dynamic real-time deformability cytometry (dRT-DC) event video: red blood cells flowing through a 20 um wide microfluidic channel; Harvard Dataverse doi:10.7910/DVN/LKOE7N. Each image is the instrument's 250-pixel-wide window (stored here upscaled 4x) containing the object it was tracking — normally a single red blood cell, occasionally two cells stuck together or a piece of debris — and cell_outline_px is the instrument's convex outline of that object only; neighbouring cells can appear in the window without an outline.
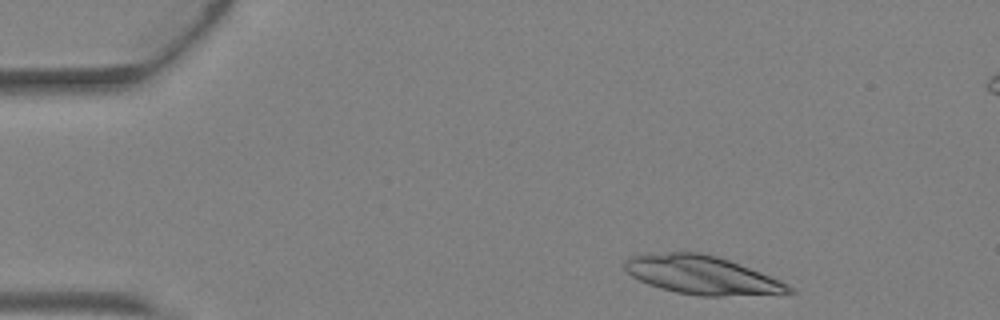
{"species": "Egyptian fruit bat (a non-hibernating species)", "species_latin": "Rousettus aegyptiacus", "temperature_condition": "warm", "stored_images_in_passage": 3, "camera_frame_rate_fps": 3000, "um_per_image_px": 0.085, "animal": {"sex": "female"}, "frame": {"image": 1, "passage_image": 1, "time_ms": 0.0, "image_size_px": [1000, 320], "cell_outline_px": [[796, 292], [780, 296], [700, 296], [676, 292], [660, 288], [648, 284], [632, 276], [624, 268], [624, 260], [628, 256], [648, 252], [700, 252], [716, 256], [728, 260], [760, 272], [780, 280], [788, 284]], "centroid_in_image_um": [59.71, 23.4], "position_along_channel_um": 25.3, "area_um2": 37.57}}